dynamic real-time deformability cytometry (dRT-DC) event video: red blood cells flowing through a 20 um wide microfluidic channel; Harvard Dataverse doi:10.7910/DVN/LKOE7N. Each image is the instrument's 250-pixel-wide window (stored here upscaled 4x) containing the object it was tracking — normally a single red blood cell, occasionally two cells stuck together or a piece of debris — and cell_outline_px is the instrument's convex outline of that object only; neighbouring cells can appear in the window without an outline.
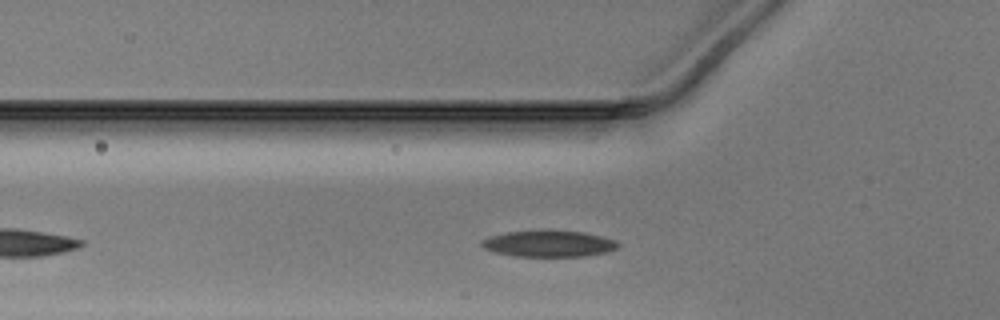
{"species": "Egyptian fruit bat (a non-hibernating species)", "species_latin": "Rousettus aegyptiacus", "temperature_condition": "warm", "stored_images_in_passage": 29, "camera_frame_rate_fps": 3000, "um_per_image_px": 0.085, "animal": {"sex": "male"}, "frame": {"image": 1, "passage_image": 6, "time_ms": 1.667, "image_size_px": [1000, 320], "cell_outline_px": [[620, 248], [604, 252], [584, 256], [512, 256], [496, 252], [484, 248], [480, 244], [480, 240], [488, 236], [504, 232], [540, 228], [548, 228], [584, 232], [616, 240], [620, 244]], "centroid_in_image_um": [46.6, 20.66], "position_along_channel_um": 79.2, "area_um2": 21.73}}
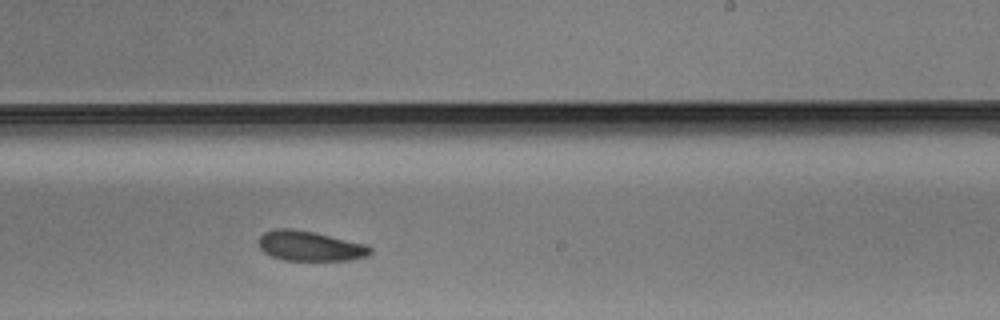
{"frame": {"image": 2, "passage_image": 20, "time_ms": 6.333, "image_size_px": [1000, 320], "cell_outline_px": [[372, 252], [368, 256], [352, 260], [284, 260], [272, 256], [264, 252], [260, 248], [256, 240], [264, 232], [276, 228], [292, 228], [316, 232], [368, 244], [372, 248]], "centroid_in_image_um": [26.37, 20.9], "position_along_channel_um": 262.6, "area_um2": 19.88}}
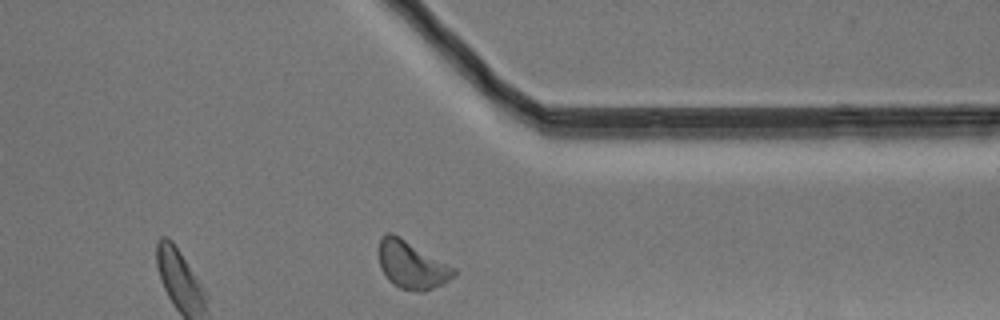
{"frame": {"image": 3, "passage_image": 29, "time_ms": 9.333, "image_size_px": [1000, 320], "cell_outline_px": [[456, 276], [424, 292], [420, 292], [400, 288], [392, 284], [388, 280], [380, 268], [380, 240], [388, 232], [392, 232], [456, 268]], "centroid_in_image_um": [35.01, 22.54], "position_along_channel_um": 376.4, "area_um2": 20.58}}